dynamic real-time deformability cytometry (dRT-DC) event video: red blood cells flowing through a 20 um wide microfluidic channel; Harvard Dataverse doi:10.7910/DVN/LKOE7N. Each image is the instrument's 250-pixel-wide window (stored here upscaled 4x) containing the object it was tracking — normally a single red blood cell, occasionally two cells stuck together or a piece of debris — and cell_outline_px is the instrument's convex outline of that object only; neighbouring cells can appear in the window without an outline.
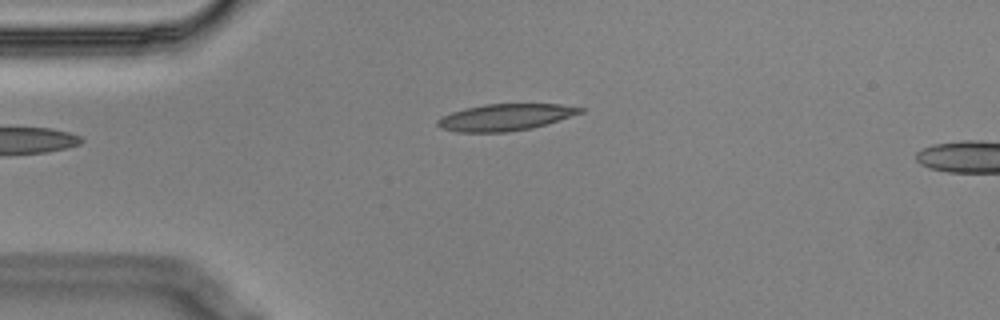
{"species": "Egyptian fruit bat (a non-hibernating species)", "species_latin": "Rousettus aegyptiacus", "temperature_condition": "cold", "stored_images_in_passage": 4, "camera_frame_rate_fps": 3000, "um_per_image_px": 0.085, "animal": {"sex": "male"}, "frame": {"image": 1, "passage_image": 4, "time_ms": 1.0, "image_size_px": [1000, 320], "cell_outline_px": [[584, 112], [532, 128], [508, 132], [456, 132], [440, 128], [436, 124], [436, 120], [440, 116], [452, 112], [484, 104], [560, 104], [584, 108]], "centroid_in_image_um": [42.91, 9.97], "position_along_channel_um": 42.1, "area_um2": 22.14}}